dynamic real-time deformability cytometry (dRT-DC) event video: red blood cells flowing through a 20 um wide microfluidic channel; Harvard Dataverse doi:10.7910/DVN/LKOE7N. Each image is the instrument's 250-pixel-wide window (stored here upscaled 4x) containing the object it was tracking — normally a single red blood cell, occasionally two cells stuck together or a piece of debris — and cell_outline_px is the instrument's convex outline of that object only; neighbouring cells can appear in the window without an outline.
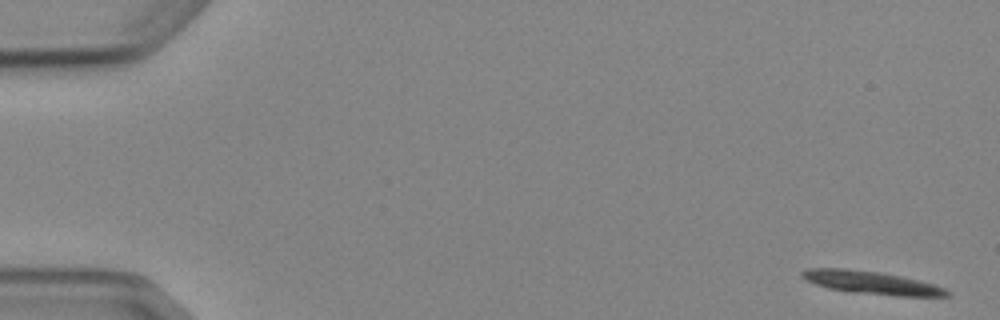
{"species": "Egyptian fruit bat (a non-hibernating species)", "species_latin": "Rousettus aegyptiacus", "temperature_condition": "cold", "stored_images_in_passage": 5, "camera_frame_rate_fps": 3000, "um_per_image_px": 0.085, "animal": {"sex": "female"}, "frame": {"image": 1, "passage_image": 1, "time_ms": 0.0, "image_size_px": [1000, 320], "cell_outline_px": [[952, 292], [948, 296], [900, 296], [852, 292], [828, 288], [816, 284], [800, 276], [800, 272], [808, 268], [844, 268], [880, 272], [900, 276], [936, 284]], "centroid_in_image_um": [74.1, 24.02], "position_along_channel_um": 10.9, "area_um2": 19.31}}
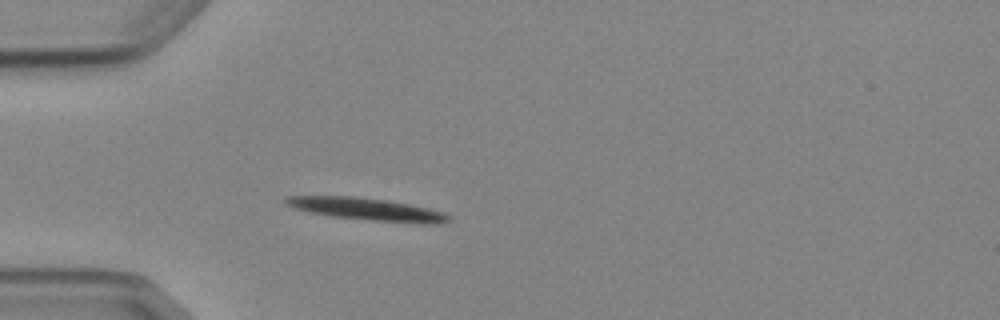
{"frame": {"image": 2, "passage_image": 5, "time_ms": 4.667, "image_size_px": [1000, 320], "cell_outline_px": [[452, 220], [440, 224], [424, 224], [372, 220], [332, 216], [308, 212], [284, 204], [284, 196], [356, 196], [388, 200], [428, 208], [444, 212], [452, 216]], "centroid_in_image_um": [31.24, 17.78], "position_along_channel_um": 53.8, "area_um2": 21.39}}